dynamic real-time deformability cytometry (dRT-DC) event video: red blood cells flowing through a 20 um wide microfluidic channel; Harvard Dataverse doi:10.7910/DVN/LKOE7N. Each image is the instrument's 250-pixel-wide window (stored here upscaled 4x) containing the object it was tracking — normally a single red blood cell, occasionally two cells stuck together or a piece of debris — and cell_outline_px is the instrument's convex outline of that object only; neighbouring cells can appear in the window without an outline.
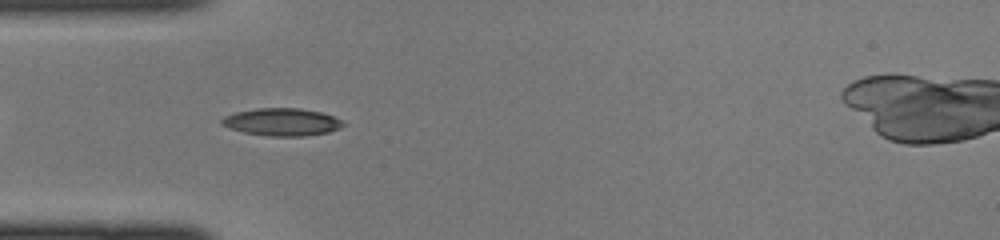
{"species": "common noctule bat (a hibernating species)", "species_latin": "Nyctalus noctula", "temperature_condition": "cold", "stored_images_in_passage": 35, "camera_frame_rate_fps": 3000, "um_per_image_px": 0.085, "animal": {"sex": "female", "body_mass_g": 22.0, "forearm_length_mm": 56.7}, "frame": {"image": 1, "passage_image": 3, "time_ms": 0.667, "image_size_px": [1000, 240], "cell_outline_px": [[348, 124], [340, 128], [328, 132], [304, 136], [268, 136], [244, 132], [220, 124], [220, 120], [224, 116], [236, 112], [256, 108], [300, 108], [320, 112], [344, 120]], "centroid_in_image_um": [24.0, 10.36], "position_along_channel_um": 61.0, "area_um2": 19.54}}
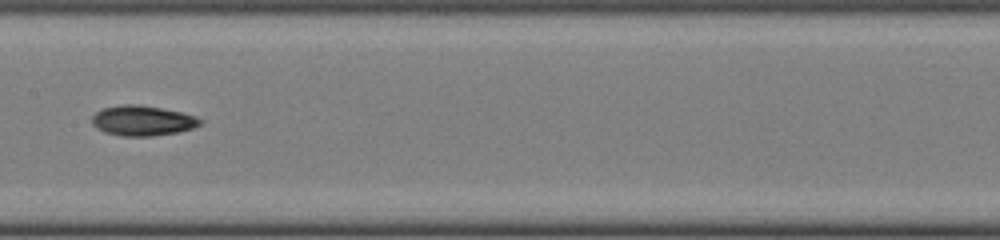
{"frame": {"image": 2, "passage_image": 12, "time_ms": 3.667, "image_size_px": [1000, 240], "cell_outline_px": [[204, 120], [200, 124], [192, 128], [180, 132], [152, 136], [120, 136], [104, 132], [96, 128], [92, 124], [92, 116], [96, 112], [104, 108], [124, 104], [140, 104], [180, 112], [196, 116]], "centroid_in_image_um": [12.11, 10.26], "position_along_channel_um": 195.3, "area_um2": 19.07}}
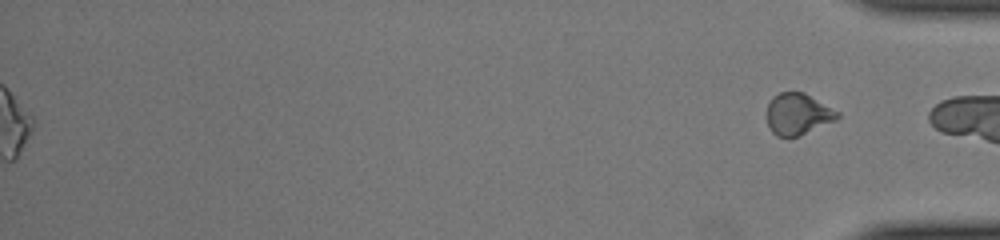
{"frame": {"image": 3, "passage_image": 35, "time_ms": 11.333, "image_size_px": [1000, 240], "cell_outline_px": [[840, 116], [836, 120], [788, 140], [776, 136], [772, 132], [768, 124], [768, 104], [772, 96], [780, 92], [804, 92], [840, 112]], "centroid_in_image_um": [67.81, 9.71], "position_along_channel_um": 367.4, "area_um2": 17.22}}